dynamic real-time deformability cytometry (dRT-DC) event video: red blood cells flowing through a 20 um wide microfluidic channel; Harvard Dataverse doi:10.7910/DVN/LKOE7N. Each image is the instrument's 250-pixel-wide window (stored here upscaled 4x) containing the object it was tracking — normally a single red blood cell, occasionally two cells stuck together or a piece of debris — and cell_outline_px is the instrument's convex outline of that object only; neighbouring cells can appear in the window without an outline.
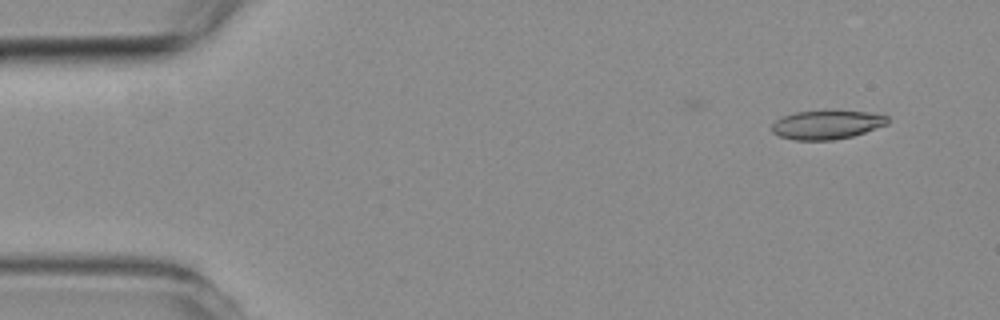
{"species": "common noctule bat (a hibernating species)", "species_latin": "Nyctalus noctula", "temperature_condition": "room temperature", "stored_images_in_passage": 4, "camera_frame_rate_fps": 3000, "um_per_image_px": 0.085, "animal": {"sex": "female", "body_mass_g": 19.3, "forearm_length_mm": 54.1}, "frame": {"image": 1, "passage_image": 1, "time_ms": 0.0, "image_size_px": [1000, 320], "cell_outline_px": [[888, 124], [852, 136], [832, 140], [792, 140], [780, 136], [772, 132], [772, 124], [776, 120], [784, 116], [796, 112], [864, 112], [888, 116]], "centroid_in_image_um": [70.25, 10.63], "position_along_channel_um": 14.8, "area_um2": 18.9}}
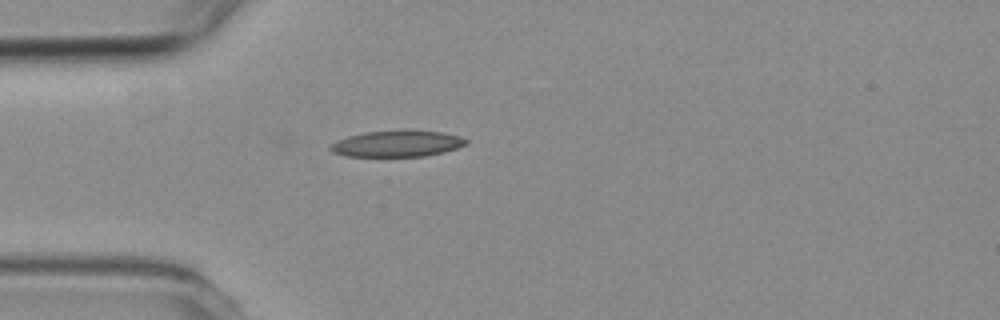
{"frame": {"image": 2, "passage_image": 4, "time_ms": 3.333, "image_size_px": [1000, 320], "cell_outline_px": [[468, 144], [444, 152], [424, 156], [344, 156], [332, 152], [328, 148], [336, 140], [348, 136], [364, 132], [408, 128], [440, 132], [460, 136], [468, 140]], "centroid_in_image_um": [33.76, 12.18], "position_along_channel_um": 51.2, "area_um2": 21.27}}